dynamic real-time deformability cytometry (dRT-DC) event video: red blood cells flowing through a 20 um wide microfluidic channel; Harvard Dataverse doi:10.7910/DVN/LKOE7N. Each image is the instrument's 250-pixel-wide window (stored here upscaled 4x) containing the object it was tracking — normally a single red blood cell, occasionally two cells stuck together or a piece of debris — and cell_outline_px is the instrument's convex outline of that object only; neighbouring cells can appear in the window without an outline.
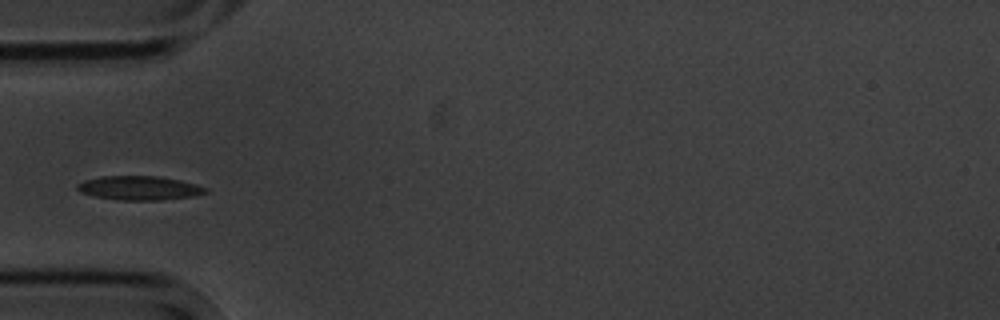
{"species": "common noctule bat (a hibernating species)", "species_latin": "Nyctalus noctula", "temperature_condition": "cold", "stored_images_in_passage": 2, "camera_frame_rate_fps": 3000, "um_per_image_px": 0.085, "animal": {"sex": "male", "body_mass_g": 20.1, "forearm_length_mm": 53.5}, "frame": {"image": 1, "passage_image": 1, "time_ms": 0.0, "image_size_px": [1000, 320], "cell_outline_px": [[208, 192], [196, 196], [160, 200], [120, 200], [96, 196], [80, 192], [76, 188], [76, 184], [84, 180], [100, 176], [156, 176], [180, 180], [196, 184], [208, 188]], "centroid_in_image_um": [11.86, 15.98], "position_along_channel_um": 73.1, "area_um2": 18.03}}